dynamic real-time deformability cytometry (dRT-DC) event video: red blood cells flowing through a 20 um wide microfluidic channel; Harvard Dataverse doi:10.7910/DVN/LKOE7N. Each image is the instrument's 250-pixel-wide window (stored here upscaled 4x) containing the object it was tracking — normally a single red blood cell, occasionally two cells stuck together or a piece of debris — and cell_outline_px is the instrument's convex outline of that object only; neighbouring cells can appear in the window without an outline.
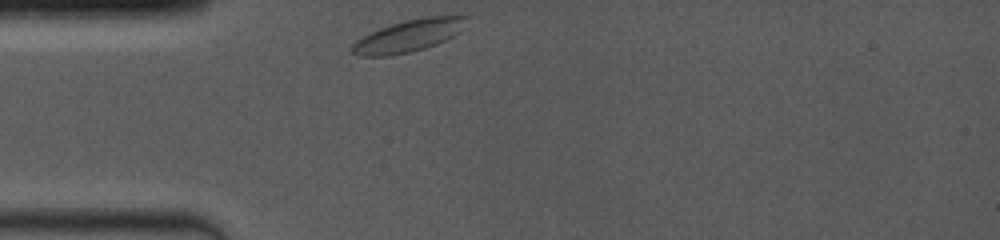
{"species": "common noctule bat (a hibernating species)", "species_latin": "Nyctalus noctula", "temperature_condition": "room temperature", "stored_images_in_passage": 25, "camera_frame_rate_fps": 4000, "um_per_image_px": 0.085, "animal": {"sex": "female", "body_mass_g": 19.0, "forearm_length_mm": 53.3}, "frame": {"image": 1, "passage_image": 1, "time_ms": 0.0, "image_size_px": [1000, 240], "cell_outline_px": [[472, 16], [460, 32], [436, 44], [412, 52], [388, 56], [356, 56], [348, 48], [356, 40], [368, 32], [404, 20], [424, 16]], "centroid_in_image_um": [34.71, 3.04], "position_along_channel_um": 50.3, "area_um2": 21.73}}
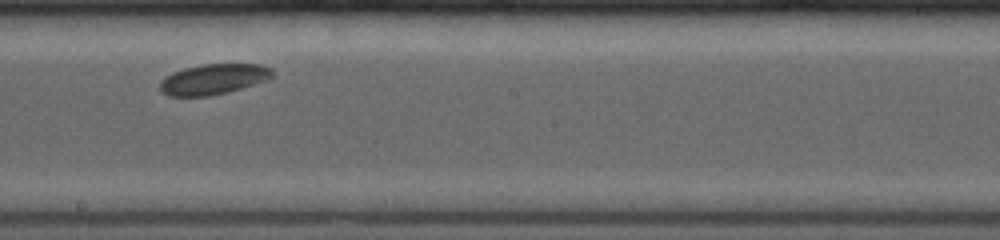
{"frame": {"image": 2, "passage_image": 15, "time_ms": 5.0, "image_size_px": [1000, 240], "cell_outline_px": [[276, 72], [268, 80], [228, 92], [208, 96], [168, 96], [160, 88], [160, 80], [164, 76], [172, 72], [184, 68], [200, 64], [264, 64], [272, 68]], "centroid_in_image_um": [18.17, 6.72], "position_along_channel_um": 230.0, "area_um2": 20.23}}
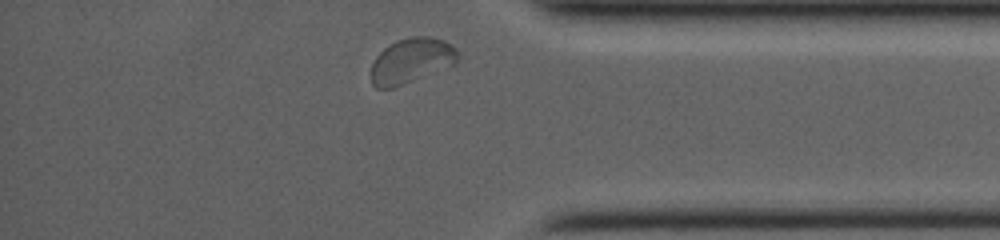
{"frame": {"image": 3, "passage_image": 25, "time_ms": 9.5, "image_size_px": [1000, 240], "cell_outline_px": [[460, 60], [456, 64], [404, 84], [392, 88], [376, 88], [372, 84], [372, 64], [376, 56], [388, 44], [396, 40], [412, 36], [432, 36], [444, 40], [452, 44], [456, 48], [460, 56]], "centroid_in_image_um": [35.01, 5.13], "position_along_channel_um": 400.2, "area_um2": 23.06}, "authors_computed_cell_mechanics": {"area_um2": 20.4034, "velocity_mm_per_s": 3.8343, "shape_relaxation_time_tau1_ms": 1.0584, "shape_relaxation_time_tau2_ms": null, "deformation_change_tau1": 0.0257, "deformation_change_tau2": null}}